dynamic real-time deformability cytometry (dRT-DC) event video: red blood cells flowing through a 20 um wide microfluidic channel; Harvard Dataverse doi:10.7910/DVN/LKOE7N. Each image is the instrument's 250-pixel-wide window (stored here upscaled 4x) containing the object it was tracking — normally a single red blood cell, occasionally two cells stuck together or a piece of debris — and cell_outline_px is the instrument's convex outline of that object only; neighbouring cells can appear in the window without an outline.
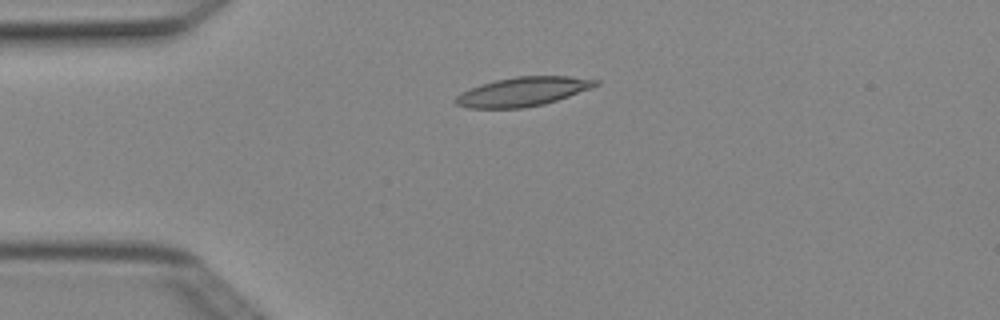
{"species": "Egyptian fruit bat (a non-hibernating species)", "species_latin": "Rousettus aegyptiacus", "temperature_condition": "cold", "stored_images_in_passage": 5, "camera_frame_rate_fps": 3000, "um_per_image_px": 0.085, "animal": {"sex": "female"}, "frame": {"image": 1, "passage_image": 5, "time_ms": 1.333, "image_size_px": [1000, 320], "cell_outline_px": [[600, 84], [592, 88], [544, 104], [524, 108], [468, 108], [456, 104], [452, 100], [460, 92], [468, 88], [480, 84], [496, 80], [516, 76], [568, 76], [600, 80]], "centroid_in_image_um": [44.41, 7.79], "position_along_channel_um": 40.6, "area_um2": 23.87}}